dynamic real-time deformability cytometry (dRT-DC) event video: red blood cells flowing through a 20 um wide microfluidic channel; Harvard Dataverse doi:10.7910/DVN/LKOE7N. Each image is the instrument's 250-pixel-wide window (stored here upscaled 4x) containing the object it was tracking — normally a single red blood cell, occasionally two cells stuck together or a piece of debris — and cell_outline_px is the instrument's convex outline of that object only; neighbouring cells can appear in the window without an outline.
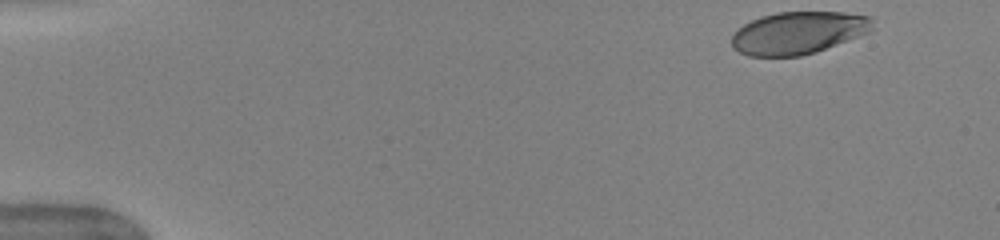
{"species": "human", "species_latin": "Homo sapiens", "temperature_condition": "warm", "stored_images_in_passage": 47, "camera_frame_rate_fps": 3000, "um_per_image_px": 0.085, "donor": {"sex": "female"}, "frame": {"image": 1, "passage_image": 1, "time_ms": 0.0, "image_size_px": [1000, 240], "cell_outline_px": [[872, 28], [868, 32], [816, 52], [800, 56], [748, 56], [732, 48], [732, 36], [744, 24], [760, 16], [780, 12], [840, 12], [872, 16]], "centroid_in_image_um": [67.84, 2.79], "position_along_channel_um": 17.2, "area_um2": 34.56}}
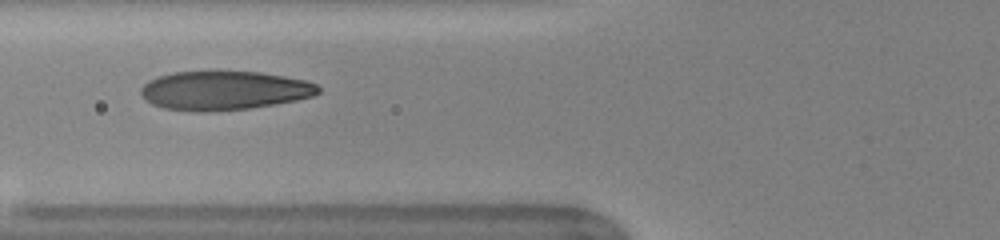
{"frame": {"image": 2, "passage_image": 17, "time_ms": 5.333, "image_size_px": [1000, 240], "cell_outline_px": [[320, 92], [312, 96], [296, 100], [248, 108], [204, 112], [196, 112], [164, 108], [152, 104], [144, 100], [140, 92], [140, 88], [148, 80], [172, 72], [260, 72], [284, 76], [304, 80], [316, 84], [320, 88]], "centroid_in_image_um": [19.01, 7.7], "position_along_channel_um": 106.8, "area_um2": 40.06}}
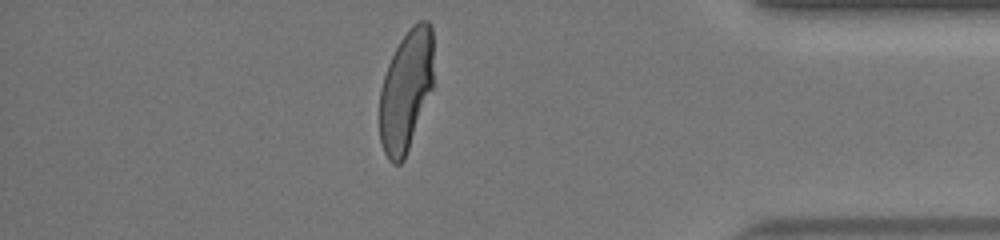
{"frame": {"image": 3, "passage_image": 41, "time_ms": 13.333, "image_size_px": [1000, 240], "cell_outline_px": [[432, 88], [404, 160], [400, 164], [392, 164], [388, 160], [384, 152], [380, 140], [380, 88], [388, 64], [400, 40], [408, 28], [412, 24], [420, 20], [428, 20], [432, 24]], "centroid_in_image_um": [34.5, 7.68], "position_along_channel_um": 400.7, "area_um2": 37.97}, "authors_computed_cell_mechanics": {"area_um2": 39.5352, "velocity_mm_per_s": 4.0079, "shape_relaxation_time_tau1_ms": 3.7932, "shape_relaxation_time_tau2_ms": null, "deformation_change_tau1": 0.2027, "deformation_change_tau2": null}}